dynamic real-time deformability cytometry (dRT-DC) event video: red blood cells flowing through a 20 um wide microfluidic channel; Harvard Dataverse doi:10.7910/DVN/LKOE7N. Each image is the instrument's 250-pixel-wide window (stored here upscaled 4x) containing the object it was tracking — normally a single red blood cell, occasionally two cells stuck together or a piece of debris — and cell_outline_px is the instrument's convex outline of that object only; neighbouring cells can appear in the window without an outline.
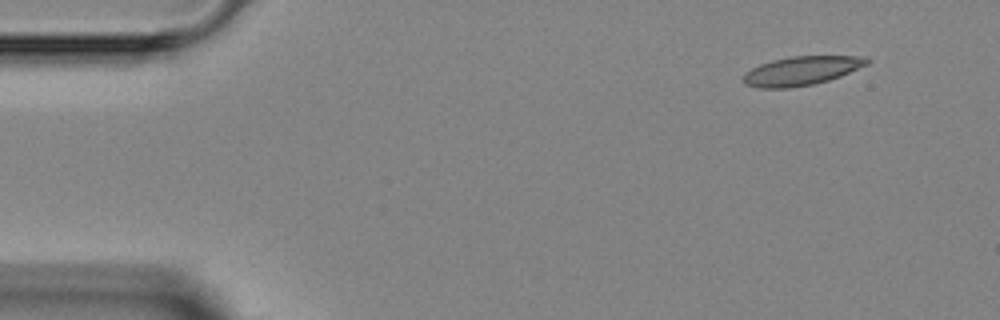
{"species": "Egyptian fruit bat (a non-hibernating species)", "species_latin": "Rousettus aegyptiacus", "temperature_condition": "room temperature", "stored_images_in_passage": 8, "camera_frame_rate_fps": 3000, "um_per_image_px": 0.085, "animal": {"sex": "female"}, "frame": {"image": 1, "passage_image": 1, "time_ms": 0.0, "image_size_px": [1000, 320], "cell_outline_px": [[872, 60], [868, 64], [840, 76], [828, 80], [812, 84], [788, 88], [756, 88], [744, 84], [740, 80], [744, 72], [760, 64], [772, 60], [792, 56], [868, 56]], "centroid_in_image_um": [68.09, 6.01], "position_along_channel_um": 16.9, "area_um2": 21.04}}